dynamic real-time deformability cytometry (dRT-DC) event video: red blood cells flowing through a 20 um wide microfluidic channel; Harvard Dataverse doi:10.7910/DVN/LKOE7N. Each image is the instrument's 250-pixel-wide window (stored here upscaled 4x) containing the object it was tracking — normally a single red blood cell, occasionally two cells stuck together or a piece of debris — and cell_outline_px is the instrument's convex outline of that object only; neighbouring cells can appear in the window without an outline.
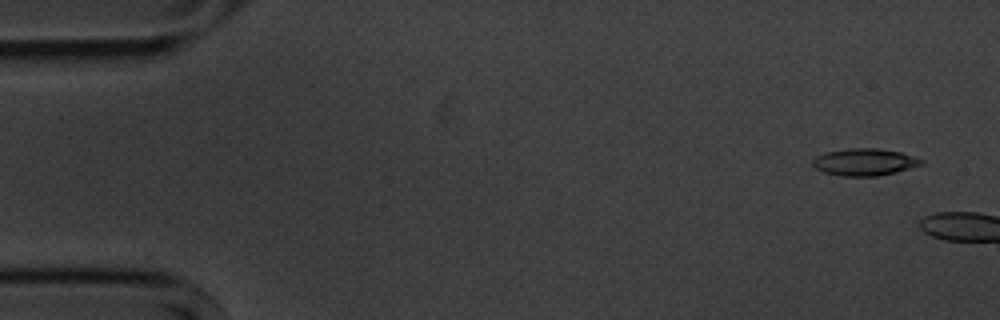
{"species": "common noctule bat (a hibernating species)", "species_latin": "Nyctalus noctula", "temperature_condition": "cold", "stored_images_in_passage": 3, "camera_frame_rate_fps": 3000, "um_per_image_px": 0.085, "animal": {"sex": "male", "body_mass_g": 20.1, "forearm_length_mm": 53.5}, "frame": {"image": 1, "passage_image": 1, "time_ms": 0.0, "image_size_px": [1000, 320], "cell_outline_px": [[924, 164], [896, 172], [876, 176], [840, 176], [824, 172], [816, 168], [812, 164], [812, 160], [816, 156], [824, 152], [848, 148], [876, 148], [900, 152], [924, 160]], "centroid_in_image_um": [73.46, 13.77], "position_along_channel_um": 11.5, "area_um2": 17.17}}